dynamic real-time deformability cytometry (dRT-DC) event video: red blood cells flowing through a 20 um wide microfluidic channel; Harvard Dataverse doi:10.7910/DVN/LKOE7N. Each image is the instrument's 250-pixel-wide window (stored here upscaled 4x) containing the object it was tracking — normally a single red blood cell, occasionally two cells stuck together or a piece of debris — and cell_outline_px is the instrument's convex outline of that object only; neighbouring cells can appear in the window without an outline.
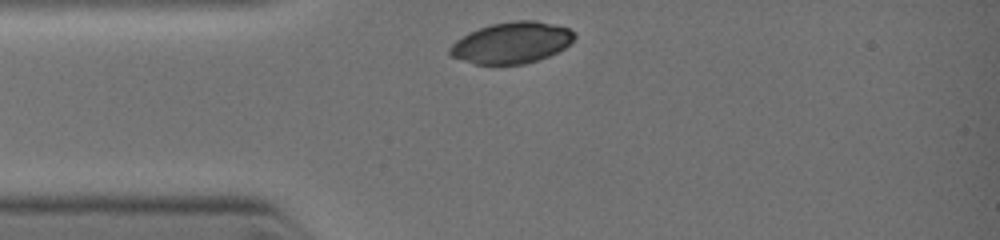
{"species": "common noctule bat (a hibernating species)", "species_latin": "Nyctalus noctula", "temperature_condition": "warm", "stored_images_in_passage": 10, "camera_frame_rate_fps": 3000, "um_per_image_px": 0.085, "animal": {"sex": "female", "body_mass_g": 19.0, "forearm_length_mm": 51.5}, "frame": {"image": 1, "passage_image": 1, "time_ms": 0.0, "image_size_px": [1000, 240], "cell_outline_px": [[576, 36], [564, 48], [548, 56], [524, 64], [476, 64], [452, 56], [448, 52], [448, 48], [456, 40], [468, 32], [492, 24], [516, 20], [536, 20], [568, 28], [576, 32]], "centroid_in_image_um": [43.49, 3.62], "position_along_channel_um": 41.5, "area_um2": 29.71}}
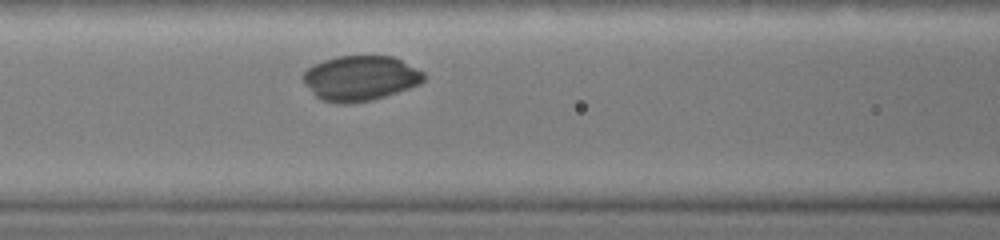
{"frame": {"image": 2, "passage_image": 6, "time_ms": 2.0, "image_size_px": [1000, 240], "cell_outline_px": [[424, 80], [420, 84], [372, 100], [344, 104], [340, 104], [320, 100], [312, 92], [300, 76], [308, 68], [324, 60], [336, 56], [392, 56], [424, 72]], "centroid_in_image_um": [30.6, 6.65], "position_along_channel_um": 136.0, "area_um2": 31.44}}
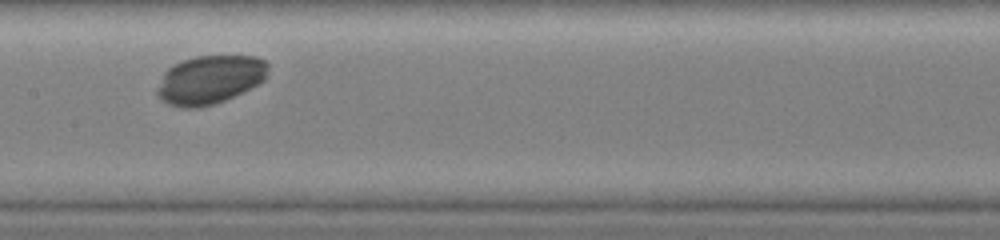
{"frame": {"image": 3, "passage_image": 9, "time_ms": 3.0, "image_size_px": [1000, 240], "cell_outline_px": [[268, 76], [264, 80], [224, 100], [212, 104], [196, 108], [180, 108], [168, 104], [160, 100], [156, 92], [164, 72], [168, 68], [180, 60], [196, 56], [256, 56], [268, 60]], "centroid_in_image_um": [17.83, 6.76], "position_along_channel_um": 189.6, "area_um2": 31.39}}